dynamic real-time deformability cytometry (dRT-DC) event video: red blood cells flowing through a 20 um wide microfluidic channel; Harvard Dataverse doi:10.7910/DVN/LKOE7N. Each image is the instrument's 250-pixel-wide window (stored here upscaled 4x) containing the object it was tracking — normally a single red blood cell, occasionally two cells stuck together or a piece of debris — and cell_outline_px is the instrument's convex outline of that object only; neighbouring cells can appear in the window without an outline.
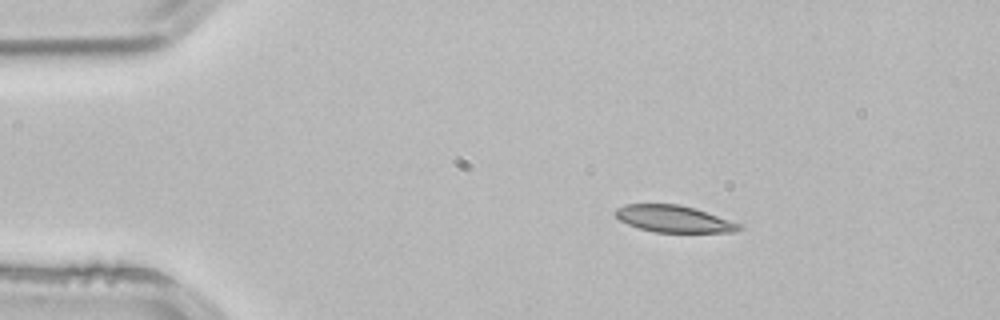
{"species": "common noctule bat (a hibernating species)", "species_latin": "Nyctalus noctula", "temperature_condition": "room temperature", "stored_images_in_passage": 3, "segment_of_instrument_passage": [1, 2], "camera_frame_rate_fps": 3000, "um_per_image_px": 0.085, "animal": {"sex": "male", "body_mass_g": 21.5, "forearm_length_mm": 52.0}, "frame": {"image": 1, "passage_image": 1, "time_ms": 0.0, "image_size_px": [1000, 320], "cell_outline_px": [[744, 224], [736, 232], [656, 232], [640, 228], [628, 224], [620, 220], [612, 212], [616, 208], [624, 204], [680, 204], [696, 208]], "centroid_in_image_um": [57.3, 18.59], "position_along_channel_um": 27.7, "area_um2": 19.54}}